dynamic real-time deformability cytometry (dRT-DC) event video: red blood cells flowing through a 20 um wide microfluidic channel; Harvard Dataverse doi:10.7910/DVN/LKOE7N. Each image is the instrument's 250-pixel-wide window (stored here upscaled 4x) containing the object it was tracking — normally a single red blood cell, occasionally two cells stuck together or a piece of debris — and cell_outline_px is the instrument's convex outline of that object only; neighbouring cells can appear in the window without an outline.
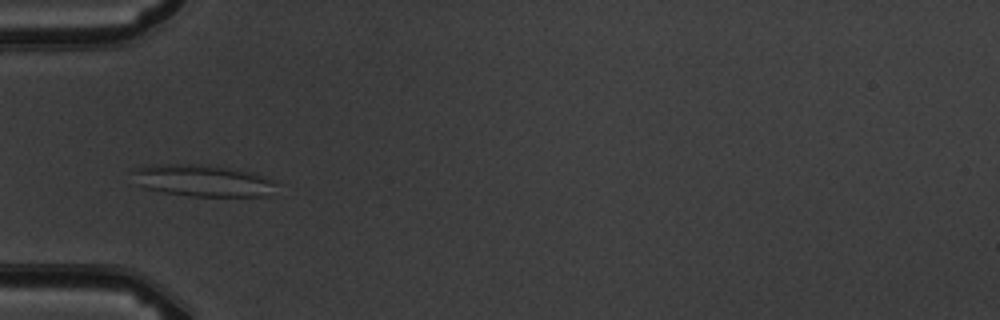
{"species": "common noctule bat (a hibernating species)", "species_latin": "Nyctalus noctula", "temperature_condition": "warm", "stored_images_in_passage": 8, "camera_frame_rate_fps": 3000, "um_per_image_px": 0.085, "animal": {"sex": "male", "body_mass_g": 19.5, "forearm_length_mm": 54.6}, "frame": {"image": 1, "passage_image": 5, "time_ms": 4.667, "image_size_px": [1000, 320], "cell_outline_px": [[280, 184], [264, 196], [188, 196], [164, 192], [148, 188], [140, 184], [132, 172], [136, 168], [148, 164], [200, 164], [228, 168], [252, 172], [264, 176]], "centroid_in_image_um": [17.26, 15.34], "position_along_channel_um": 67.7, "area_um2": 26.36}}
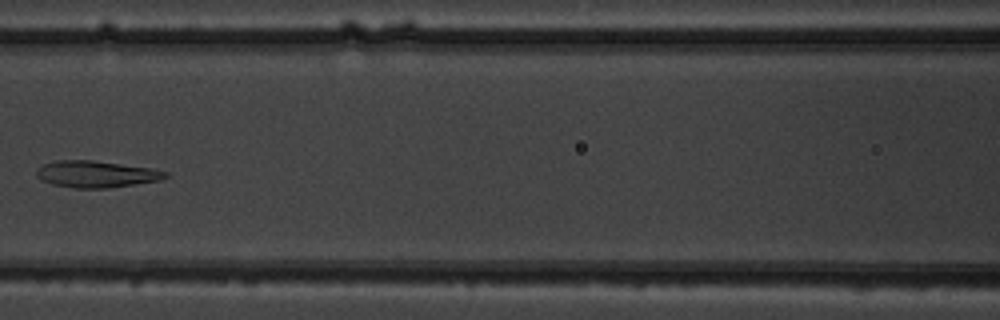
{"frame": {"image": 2, "passage_image": 7, "time_ms": 7.0, "image_size_px": [1000, 320], "cell_outline_px": [[168, 176], [160, 180], [108, 188], [76, 188], [52, 184], [40, 180], [36, 176], [36, 168], [44, 164], [56, 160], [92, 160], [148, 168], [168, 172]], "centroid_in_image_um": [8.12, 14.8], "position_along_channel_um": 158.5, "area_um2": 19.88}}
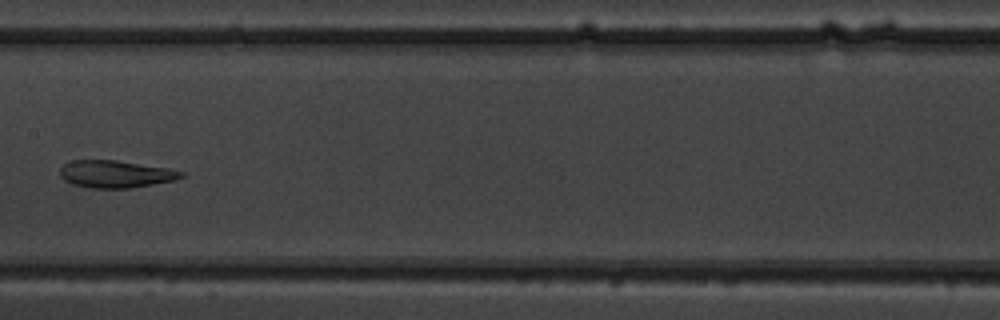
{"frame": {"image": 3, "passage_image": 8, "time_ms": 8.0, "image_size_px": [1000, 320], "cell_outline_px": [[184, 176], [176, 180], [128, 188], [88, 188], [72, 184], [64, 180], [60, 176], [60, 168], [64, 164], [72, 160], [116, 160], [168, 168], [184, 172]], "centroid_in_image_um": [9.8, 14.79], "position_along_channel_um": 197.6, "area_um2": 19.31}}